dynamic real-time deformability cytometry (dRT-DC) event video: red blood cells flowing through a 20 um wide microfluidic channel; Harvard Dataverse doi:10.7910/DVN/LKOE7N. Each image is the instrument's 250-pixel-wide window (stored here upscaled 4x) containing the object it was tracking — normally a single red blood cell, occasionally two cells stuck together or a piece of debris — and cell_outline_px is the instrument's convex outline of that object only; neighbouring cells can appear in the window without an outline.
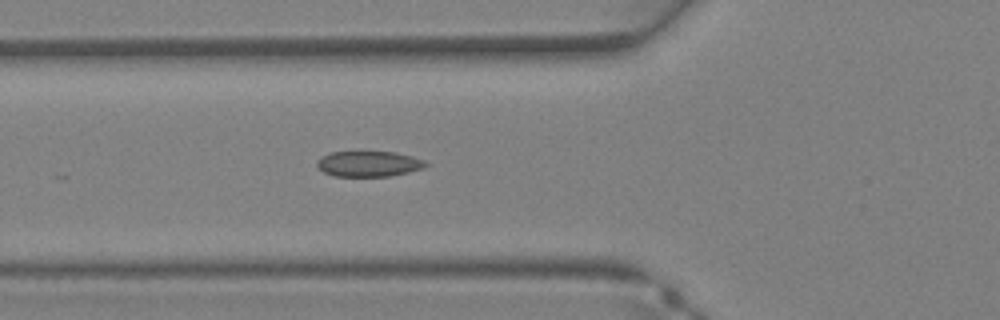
{"species": "Egyptian fruit bat (a non-hibernating species)", "species_latin": "Rousettus aegyptiacus", "temperature_condition": "warm", "stored_images_in_passage": 22, "camera_frame_rate_fps": 3000, "um_per_image_px": 0.085, "animal": {"sex": "female"}, "frame": {"image": 1, "passage_image": 2, "time_ms": 0.333, "image_size_px": [1000, 320], "cell_outline_px": [[428, 164], [424, 168], [408, 172], [388, 176], [332, 176], [324, 172], [316, 164], [316, 160], [320, 156], [328, 152], [396, 152], [412, 156], [424, 160]], "centroid_in_image_um": [31.31, 13.92], "position_along_channel_um": 94.5, "area_um2": 16.24}}
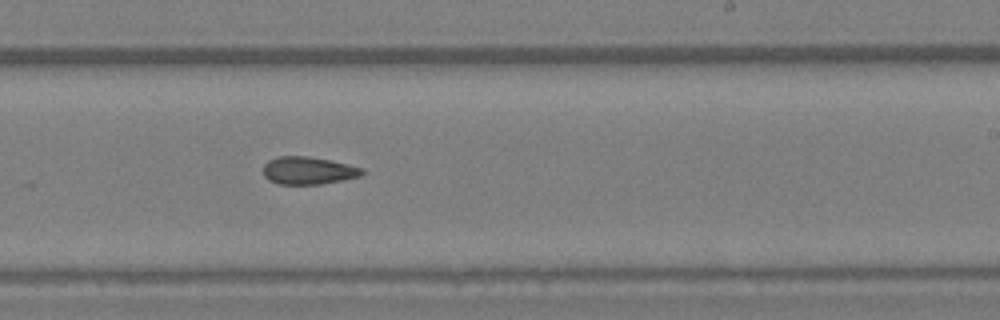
{"frame": {"image": 2, "passage_image": 11, "time_ms": 3.333, "image_size_px": [1000, 320], "cell_outline_px": [[364, 172], [360, 176], [320, 184], [276, 184], [268, 180], [264, 176], [264, 164], [268, 160], [276, 156], [308, 156], [332, 160], [364, 168]], "centroid_in_image_um": [26.18, 14.48], "position_along_channel_um": 262.8, "area_um2": 16.01}}
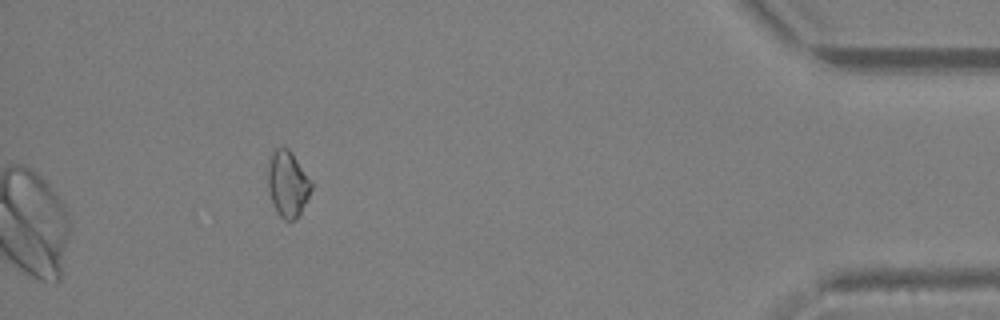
{"frame": {"image": 3, "passage_image": 22, "time_ms": 7.0, "image_size_px": [1000, 320], "cell_outline_px": [[312, 188], [300, 212], [292, 220], [284, 220], [276, 212], [272, 204], [268, 188], [268, 164], [272, 152], [276, 148], [288, 148], [292, 152], [312, 184]], "centroid_in_image_um": [24.42, 15.62], "position_along_channel_um": 410.8, "area_um2": 16.36}}